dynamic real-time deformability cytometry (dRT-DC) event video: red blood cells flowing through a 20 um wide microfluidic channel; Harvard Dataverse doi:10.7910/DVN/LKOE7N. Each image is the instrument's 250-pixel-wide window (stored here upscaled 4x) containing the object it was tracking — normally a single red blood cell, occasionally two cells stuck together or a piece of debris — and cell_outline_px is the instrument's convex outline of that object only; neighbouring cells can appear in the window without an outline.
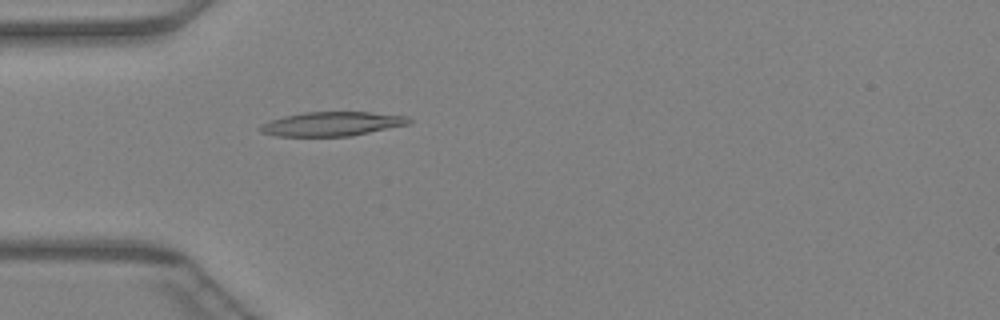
{"species": "Egyptian fruit bat (a non-hibernating species)", "species_latin": "Rousettus aegyptiacus", "temperature_condition": "warm", "stored_images_in_passage": 46, "camera_frame_rate_fps": 3000, "um_per_image_px": 0.085, "animal": {"sex": "female"}, "frame": {"image": 1, "passage_image": 14, "time_ms": 4.333, "image_size_px": [1000, 320], "cell_outline_px": [[412, 120], [408, 124], [352, 136], [276, 136], [260, 132], [256, 128], [260, 124], [284, 116], [304, 112], [372, 112], [408, 116]], "centroid_in_image_um": [28.19, 10.53], "position_along_channel_um": 56.8, "area_um2": 21.04}}
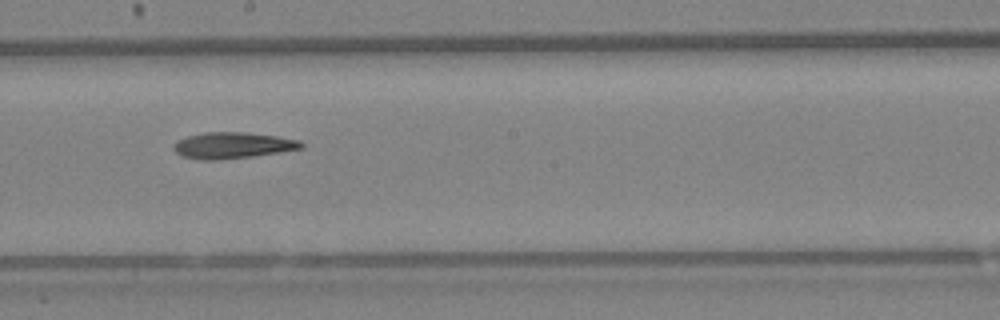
{"frame": {"image": 2, "passage_image": 26, "time_ms": 8.333, "image_size_px": [1000, 320], "cell_outline_px": [[304, 148], [252, 156], [216, 160], [200, 160], [180, 156], [172, 148], [172, 144], [176, 140], [188, 136], [204, 132], [244, 132], [276, 136], [300, 140], [304, 144]], "centroid_in_image_um": [19.72, 12.35], "position_along_channel_um": 228.5, "area_um2": 19.59}}
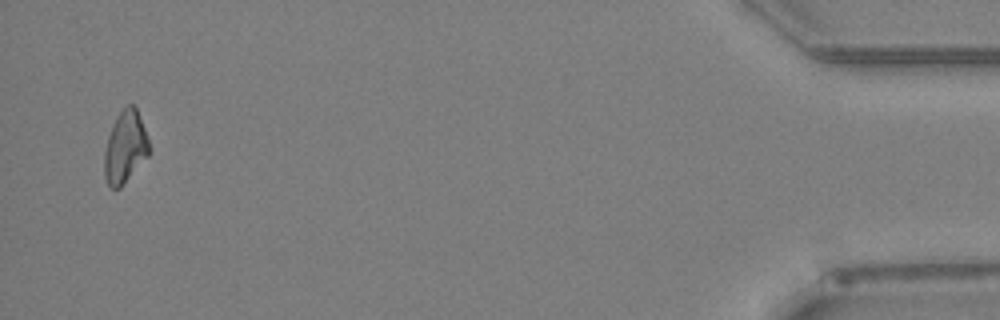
{"frame": {"image": 3, "passage_image": 45, "time_ms": 14.667, "image_size_px": [1000, 320], "cell_outline_px": [[148, 156], [120, 188], [112, 188], [108, 184], [104, 176], [104, 152], [108, 136], [112, 124], [120, 112], [128, 104], [132, 104], [136, 108], [144, 128], [148, 140]], "centroid_in_image_um": [10.62, 12.52], "position_along_channel_um": 424.6, "area_um2": 18.5}}